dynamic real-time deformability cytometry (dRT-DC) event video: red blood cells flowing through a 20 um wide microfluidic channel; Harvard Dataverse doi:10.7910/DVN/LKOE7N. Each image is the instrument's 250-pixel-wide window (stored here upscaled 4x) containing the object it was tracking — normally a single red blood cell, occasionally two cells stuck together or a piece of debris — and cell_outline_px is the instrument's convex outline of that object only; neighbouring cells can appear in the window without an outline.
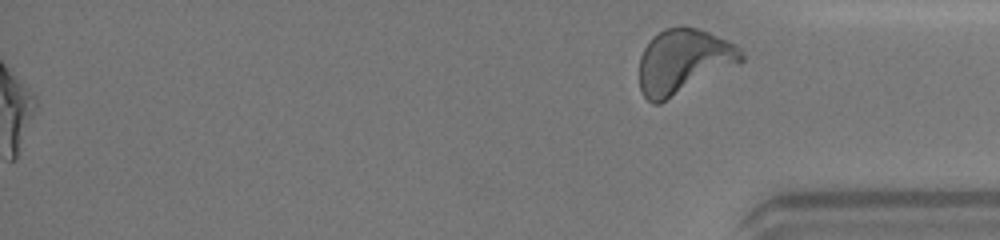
{"species": "human", "species_latin": "Homo sapiens", "temperature_condition": "warm", "stored_images_in_passage": 48, "segment_of_instrument_passage": [2, 2], "camera_frame_rate_fps": 3000, "um_per_image_px": 0.085, "donor": {"sex": "female"}, "frame": {"image": 1, "passage_image": 48, "time_ms": 15.667, "image_size_px": [1000, 240], "cell_outline_px": [[744, 60], [740, 64], [660, 104], [652, 104], [644, 96], [640, 88], [640, 56], [648, 40], [652, 36], [664, 28], [684, 24], [708, 32], [728, 40], [744, 48]], "centroid_in_image_um": [58.13, 5.2], "position_along_channel_um": 377.1, "area_um2": 39.25}}